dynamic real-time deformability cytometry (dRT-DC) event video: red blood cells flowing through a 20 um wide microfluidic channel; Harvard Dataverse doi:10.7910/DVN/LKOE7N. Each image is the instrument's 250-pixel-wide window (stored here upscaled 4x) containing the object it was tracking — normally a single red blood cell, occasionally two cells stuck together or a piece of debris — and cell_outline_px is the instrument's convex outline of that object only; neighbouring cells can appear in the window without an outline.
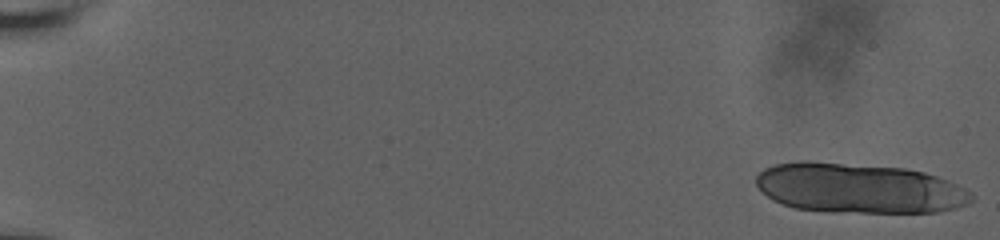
{"species": "human", "species_latin": "Homo sapiens", "temperature_condition": "room temperature", "stored_images_in_passage": 20, "camera_frame_rate_fps": 3000, "um_per_image_px": 0.085, "donor": {"sex": "male"}, "frame": {"image": 1, "passage_image": 1, "time_ms": 0.0, "image_size_px": [1000, 240], "cell_outline_px": [[972, 200], [968, 204], [940, 212], [832, 212], [796, 208], [772, 200], [756, 184], [756, 176], [764, 168], [776, 164], [800, 160], [808, 160], [904, 168], [924, 172], [936, 176], [956, 184], [964, 188], [972, 196]], "centroid_in_image_um": [72.99, 15.99], "position_along_channel_um": 12.0, "area_um2": 62.6}}